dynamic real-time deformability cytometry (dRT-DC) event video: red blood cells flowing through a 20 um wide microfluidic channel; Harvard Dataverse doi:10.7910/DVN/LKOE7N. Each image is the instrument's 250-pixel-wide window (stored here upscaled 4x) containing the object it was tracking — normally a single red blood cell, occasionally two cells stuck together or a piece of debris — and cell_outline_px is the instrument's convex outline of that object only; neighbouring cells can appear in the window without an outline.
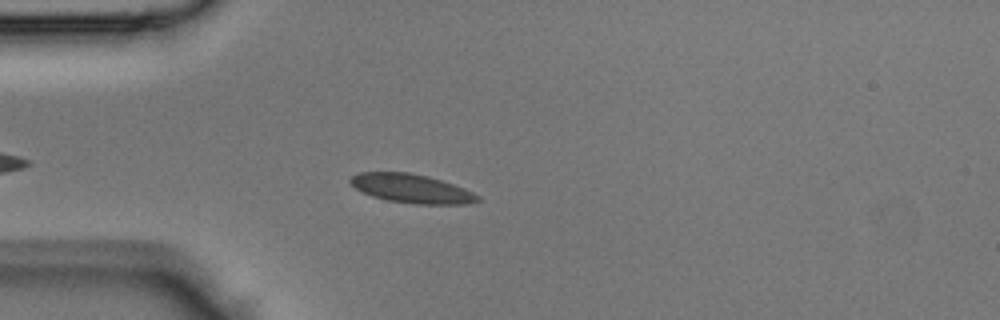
{"species": "Egyptian fruit bat (a non-hibernating species)", "species_latin": "Rousettus aegyptiacus", "temperature_condition": "room temperature", "stored_images_in_passage": 35, "camera_frame_rate_fps": 3000, "um_per_image_px": 0.085, "animal": {"sex": "male"}, "frame": {"image": 1, "passage_image": 6, "time_ms": 1.667, "image_size_px": [1000, 320], "cell_outline_px": [[480, 200], [468, 204], [416, 204], [388, 200], [372, 196], [356, 188], [348, 180], [352, 176], [360, 172], [408, 172], [428, 176], [464, 188], [480, 196]], "centroid_in_image_um": [34.99, 16.02], "position_along_channel_um": 50.0, "area_um2": 21.21}}
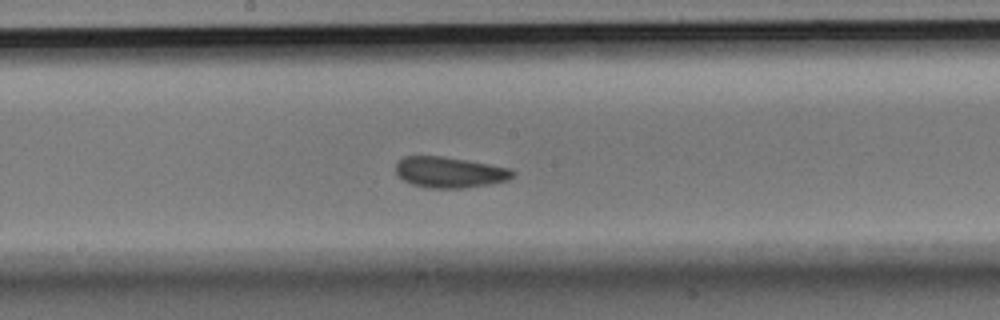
{"frame": {"image": 2, "passage_image": 17, "time_ms": 5.333, "image_size_px": [1000, 320], "cell_outline_px": [[516, 172], [508, 180], [492, 184], [460, 188], [428, 188], [412, 184], [404, 180], [396, 172], [396, 164], [404, 156], [444, 156], [468, 160], [512, 168]], "centroid_in_image_um": [38.26, 14.64], "position_along_channel_um": 209.9, "area_um2": 21.1}}
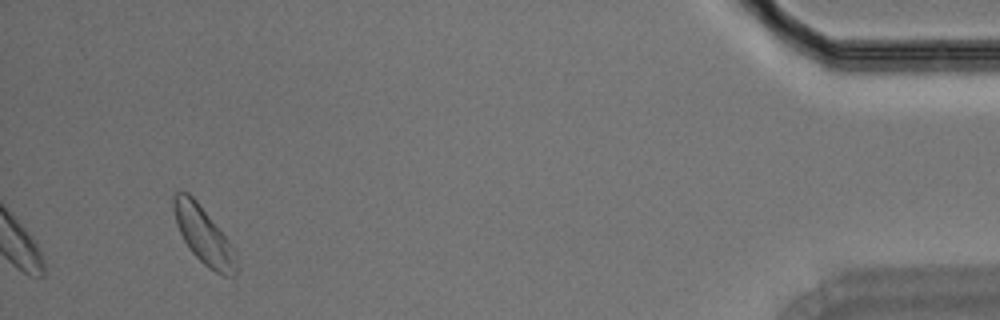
{"frame": {"image": 3, "passage_image": 35, "time_ms": 11.333, "image_size_px": [1000, 320], "cell_outline_px": [[236, 276], [224, 276], [208, 268], [192, 252], [184, 240], [176, 224], [172, 208], [172, 196], [176, 192], [188, 192], [196, 200], [232, 244], [236, 264]], "centroid_in_image_um": [17.28, 19.99], "position_along_channel_um": 417.9, "area_um2": 20.63}}